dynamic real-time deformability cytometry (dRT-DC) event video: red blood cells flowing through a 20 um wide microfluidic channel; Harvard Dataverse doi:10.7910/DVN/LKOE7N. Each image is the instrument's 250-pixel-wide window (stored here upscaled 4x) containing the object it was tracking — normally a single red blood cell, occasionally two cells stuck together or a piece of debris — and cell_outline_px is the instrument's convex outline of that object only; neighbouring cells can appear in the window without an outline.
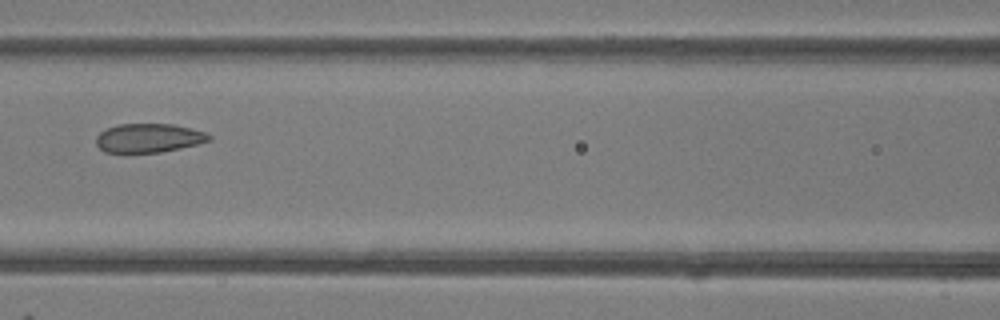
{"species": "common noctule bat (a hibernating species)", "species_latin": "Nyctalus noctula", "temperature_condition": "room temperature", "stored_images_in_passage": 7, "camera_frame_rate_fps": 3000, "um_per_image_px": 0.085, "animal": {"sex": "female"}, "frame": {"image": 1, "passage_image": 7, "time_ms": 7.667, "image_size_px": [1000, 320], "cell_outline_px": [[212, 140], [180, 148], [160, 152], [104, 152], [96, 144], [96, 136], [100, 132], [108, 128], [120, 124], [172, 124], [192, 128], [204, 132], [212, 136]], "centroid_in_image_um": [12.65, 11.72], "position_along_channel_um": 154.0, "area_um2": 18.9}}